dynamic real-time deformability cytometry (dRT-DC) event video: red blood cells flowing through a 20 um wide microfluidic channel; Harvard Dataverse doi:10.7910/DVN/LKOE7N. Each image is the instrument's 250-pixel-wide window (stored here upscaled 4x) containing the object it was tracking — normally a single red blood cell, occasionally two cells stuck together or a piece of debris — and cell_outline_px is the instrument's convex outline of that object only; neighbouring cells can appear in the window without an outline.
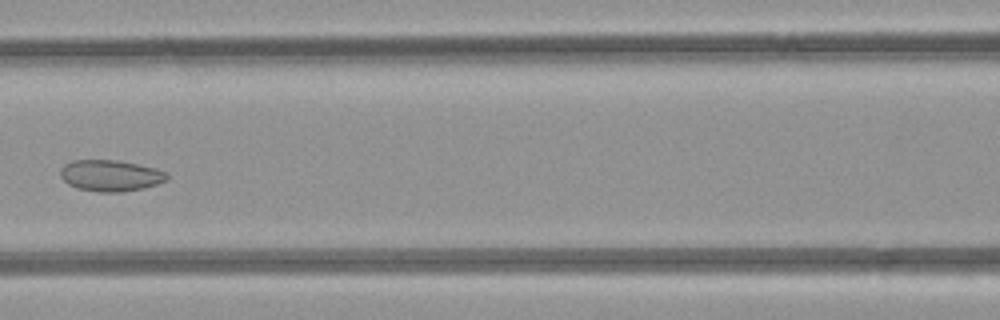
{"species": "common noctule bat (a hibernating species)", "species_latin": "Nyctalus noctula", "temperature_condition": "room temperature", "stored_images_in_passage": 7, "camera_frame_rate_fps": 3000, "um_per_image_px": 0.085, "animal": {"sex": "female", "body_mass_g": 21.9}, "frame": {"image": 1, "passage_image": 6, "time_ms": 6.667, "image_size_px": [1000, 320], "cell_outline_px": [[168, 180], [144, 188], [124, 192], [100, 192], [76, 188], [68, 184], [60, 176], [60, 168], [64, 164], [72, 160], [116, 160], [156, 168], [164, 172], [168, 176]], "centroid_in_image_um": [9.37, 14.93], "position_along_channel_um": 157.2, "area_um2": 19.48}}
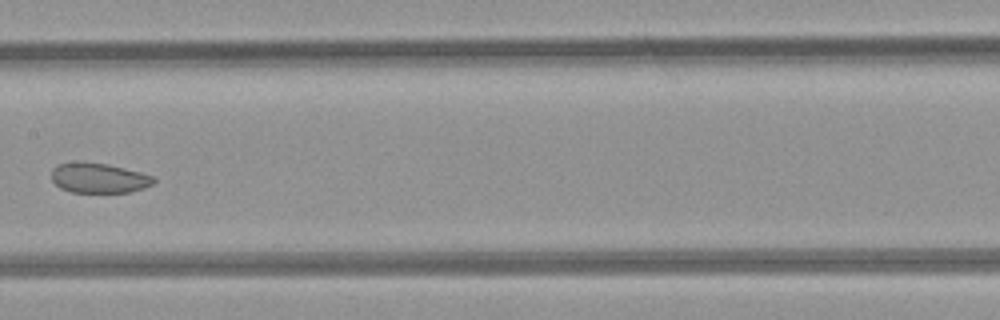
{"frame": {"image": 2, "passage_image": 7, "time_ms": 7.667, "image_size_px": [1000, 320], "cell_outline_px": [[156, 180], [152, 184], [144, 188], [132, 192], [72, 192], [60, 188], [52, 180], [52, 168], [56, 164], [108, 164], [156, 176]], "centroid_in_image_um": [8.46, 15.16], "position_along_channel_um": 198.9, "area_um2": 17.46}}